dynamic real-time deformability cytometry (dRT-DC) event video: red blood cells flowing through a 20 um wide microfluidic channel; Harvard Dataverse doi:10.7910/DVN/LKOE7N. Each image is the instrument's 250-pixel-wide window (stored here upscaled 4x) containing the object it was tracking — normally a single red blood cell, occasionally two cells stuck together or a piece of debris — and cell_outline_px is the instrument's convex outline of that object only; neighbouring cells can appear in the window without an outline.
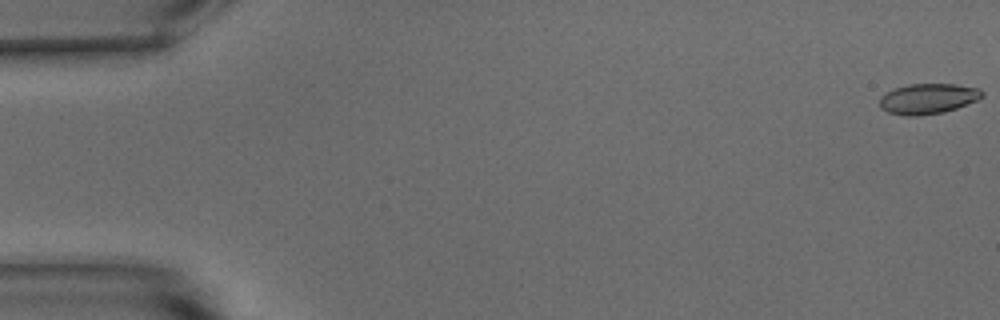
{"species": "common noctule bat (a hibernating species)", "species_latin": "Nyctalus noctula", "temperature_condition": "warm", "stored_images_in_passage": 14, "camera_frame_rate_fps": 3000, "um_per_image_px": 0.085, "animal": {"sex": "male", "body_mass_g": 15.6}, "frame": {"image": 1, "passage_image": 1, "time_ms": 0.0, "image_size_px": [1000, 320], "cell_outline_px": [[984, 96], [976, 100], [956, 108], [944, 112], [920, 116], [908, 116], [888, 112], [880, 108], [880, 96], [896, 88], [908, 84], [956, 84], [980, 88], [984, 92]], "centroid_in_image_um": [78.89, 8.39], "position_along_channel_um": 6.1, "area_um2": 18.15}}
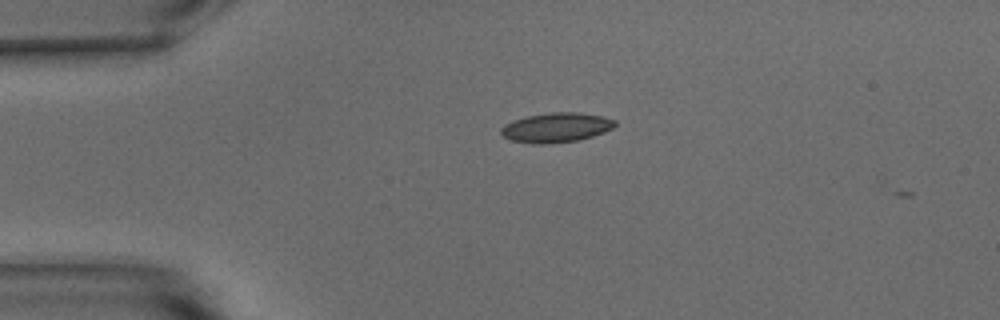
{"frame": {"image": 2, "passage_image": 13, "time_ms": 4.0, "image_size_px": [1000, 320], "cell_outline_px": [[616, 124], [612, 128], [604, 132], [580, 140], [548, 144], [532, 144], [512, 140], [504, 136], [500, 132], [500, 128], [504, 124], [528, 116], [552, 112], [576, 112], [604, 116], [616, 120]], "centroid_in_image_um": [47.3, 10.84], "position_along_channel_um": 37.7, "area_um2": 19.65}}